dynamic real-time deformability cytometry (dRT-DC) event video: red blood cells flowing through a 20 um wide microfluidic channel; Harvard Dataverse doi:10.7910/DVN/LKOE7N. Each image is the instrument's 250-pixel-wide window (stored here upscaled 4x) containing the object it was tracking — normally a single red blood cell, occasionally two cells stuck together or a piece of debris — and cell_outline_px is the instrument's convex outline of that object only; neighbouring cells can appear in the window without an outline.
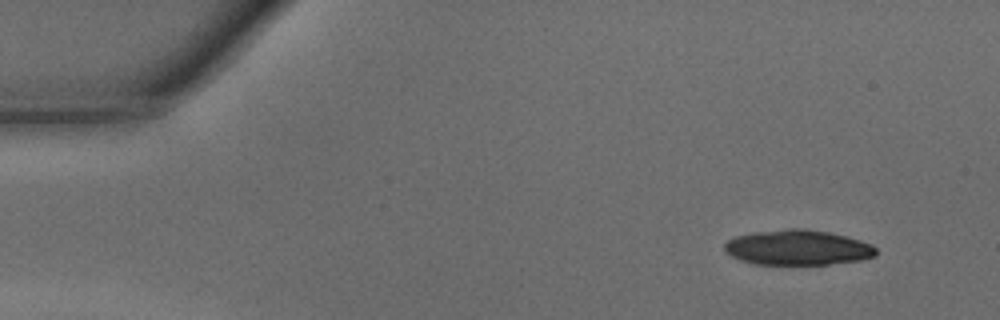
{"species": "common noctule bat (a hibernating species)", "species_latin": "Nyctalus noctula", "temperature_condition": "warm", "stored_images_in_passage": 31, "camera_frame_rate_fps": 3000, "um_per_image_px": 0.085, "animal": {"sex": "male", "body_mass_g": 15.6}, "frame": {"image": 1, "passage_image": 1, "time_ms": 0.0, "image_size_px": [1000, 320], "cell_outline_px": [[876, 256], [860, 260], [828, 264], [752, 264], [740, 260], [732, 256], [724, 248], [724, 244], [728, 240], [736, 236], [756, 232], [792, 228], [804, 228], [828, 232], [848, 236], [872, 244], [876, 248]], "centroid_in_image_um": [67.83, 21.04], "position_along_channel_um": 17.2, "area_um2": 30.98}}